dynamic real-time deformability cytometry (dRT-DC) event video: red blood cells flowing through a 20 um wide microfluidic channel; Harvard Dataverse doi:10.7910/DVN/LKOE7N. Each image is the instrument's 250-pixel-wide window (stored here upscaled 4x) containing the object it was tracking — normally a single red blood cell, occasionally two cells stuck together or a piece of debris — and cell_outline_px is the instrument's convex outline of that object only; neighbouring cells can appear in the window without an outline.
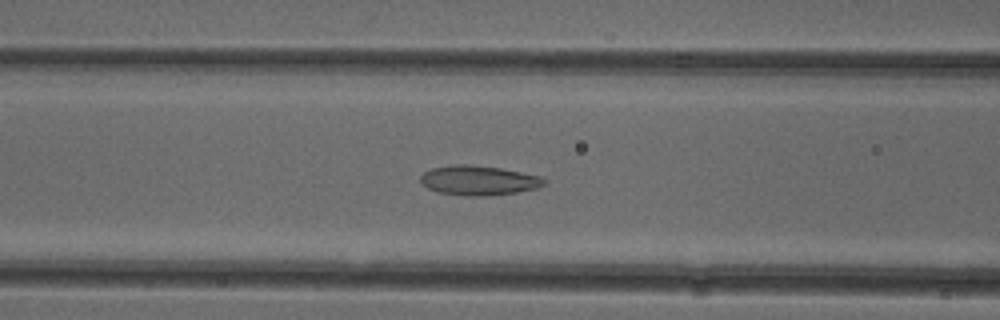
{"species": "common noctule bat (a hibernating species)", "species_latin": "Nyctalus noctula", "temperature_condition": "cold", "stored_images_in_passage": 51, "camera_frame_rate_fps": 3000, "um_per_image_px": 0.085, "animal": {"sex": "female"}, "frame": {"image": 1, "passage_image": 20, "time_ms": 6.333, "image_size_px": [1000, 320], "cell_outline_px": [[548, 184], [540, 188], [516, 192], [488, 196], [464, 196], [436, 192], [428, 188], [420, 180], [420, 176], [424, 172], [432, 168], [456, 164], [468, 164], [500, 168], [540, 176]], "centroid_in_image_um": [40.7, 15.34], "position_along_channel_um": 125.9, "area_um2": 21.44}}
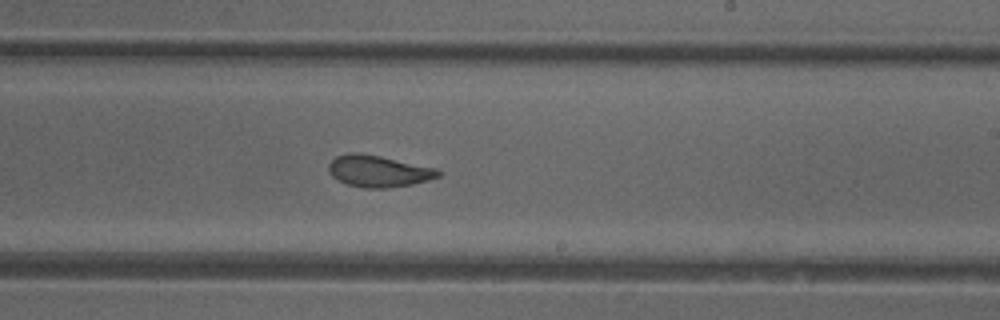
{"frame": {"image": 2, "passage_image": 30, "time_ms": 9.667, "image_size_px": [1000, 320], "cell_outline_px": [[440, 176], [428, 180], [412, 184], [388, 188], [364, 188], [348, 184], [332, 176], [328, 168], [328, 164], [336, 156], [348, 152], [360, 152], [380, 156], [436, 168], [440, 172]], "centroid_in_image_um": [32.15, 14.54], "position_along_channel_um": 256.8, "area_um2": 20.11}}
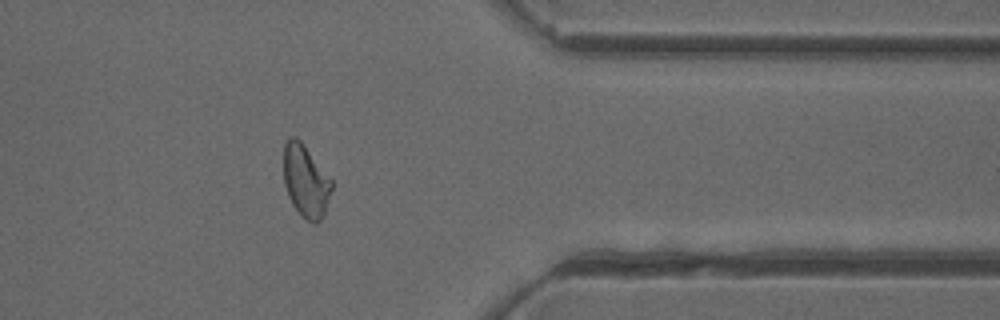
{"frame": {"image": 3, "passage_image": 41, "time_ms": 13.333, "image_size_px": [1000, 320], "cell_outline_px": [[332, 188], [324, 212], [320, 220], [316, 224], [300, 216], [292, 204], [288, 196], [284, 184], [284, 144], [288, 136], [296, 136], [300, 140], [332, 180]], "centroid_in_image_um": [25.96, 15.37], "position_along_channel_um": 385.4, "area_um2": 20.17}, "authors_computed_cell_mechanics": {"area_um2": 21.3282, "velocity_mm_per_s": 3.9328, "shape_relaxation_time_tau1_ms": null, "shape_relaxation_time_tau2_ms": 1.8081, "deformation_change_tau1": null, "deformation_change_tau2": 0.09}}